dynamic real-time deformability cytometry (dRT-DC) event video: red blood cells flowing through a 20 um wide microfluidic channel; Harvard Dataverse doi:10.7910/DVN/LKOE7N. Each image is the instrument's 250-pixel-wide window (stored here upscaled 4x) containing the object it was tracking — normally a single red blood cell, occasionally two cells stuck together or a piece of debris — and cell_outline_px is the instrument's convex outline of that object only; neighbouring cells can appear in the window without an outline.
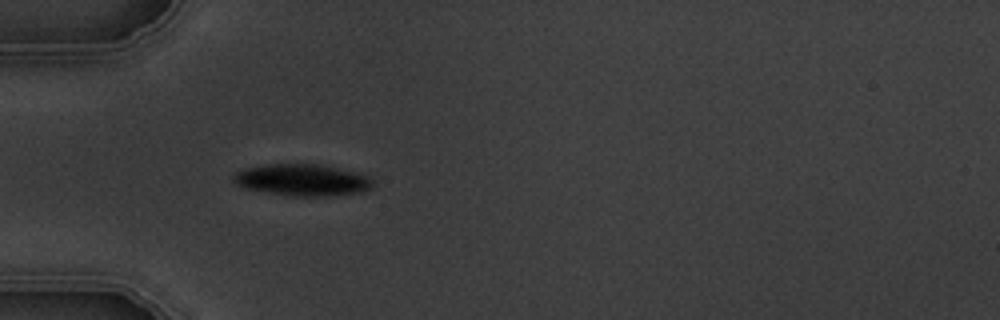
{"species": "common noctule bat (a hibernating species)", "species_latin": "Nyctalus noctula", "temperature_condition": "warm", "stored_images_in_passage": 1, "camera_frame_rate_fps": 3000, "um_per_image_px": 0.085, "animal": {"sex": "male", "body_mass_g": 19.5, "forearm_length_mm": 54.6}, "frame": {"image": 1, "passage_image": 1, "time_ms": 0.0, "image_size_px": [1000, 320], "cell_outline_px": [[372, 188], [360, 192], [328, 196], [284, 196], [244, 188], [236, 184], [232, 180], [232, 176], [236, 172], [244, 168], [268, 164], [320, 164], [368, 176], [372, 180]], "centroid_in_image_um": [25.63, 15.31], "position_along_channel_um": 59.4, "area_um2": 25.78}}